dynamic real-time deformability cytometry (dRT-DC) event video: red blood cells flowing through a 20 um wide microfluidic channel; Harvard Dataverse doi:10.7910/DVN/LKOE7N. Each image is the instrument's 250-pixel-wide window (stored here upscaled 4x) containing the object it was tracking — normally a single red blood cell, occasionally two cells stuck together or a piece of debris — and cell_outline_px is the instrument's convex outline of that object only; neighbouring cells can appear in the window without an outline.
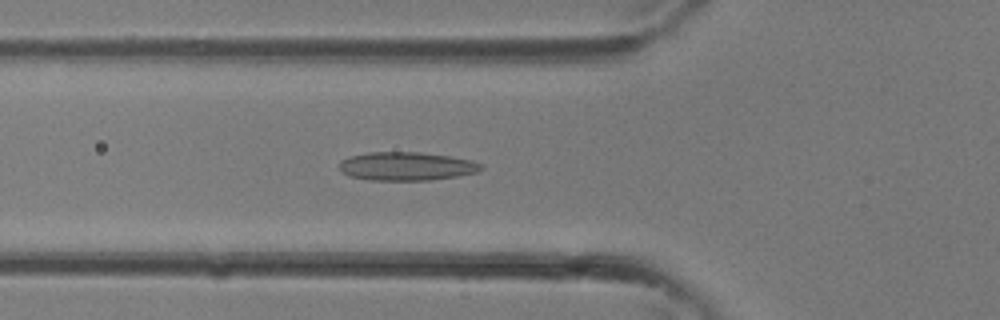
{"species": "common noctule bat (a hibernating species)", "species_latin": "Nyctalus noctula", "temperature_condition": "room temperature", "stored_images_in_passage": 32, "camera_frame_rate_fps": 3000, "um_per_image_px": 0.085, "animal": {"sex": "female"}, "frame": {"image": 1, "passage_image": 11, "time_ms": 3.333, "image_size_px": [1000, 320], "cell_outline_px": [[484, 168], [480, 172], [456, 176], [428, 180], [372, 180], [348, 176], [340, 168], [340, 160], [348, 156], [368, 152], [420, 152], [448, 156], [472, 160], [480, 164]], "centroid_in_image_um": [34.55, 14.12], "position_along_channel_um": 91.3, "area_um2": 23.52}}
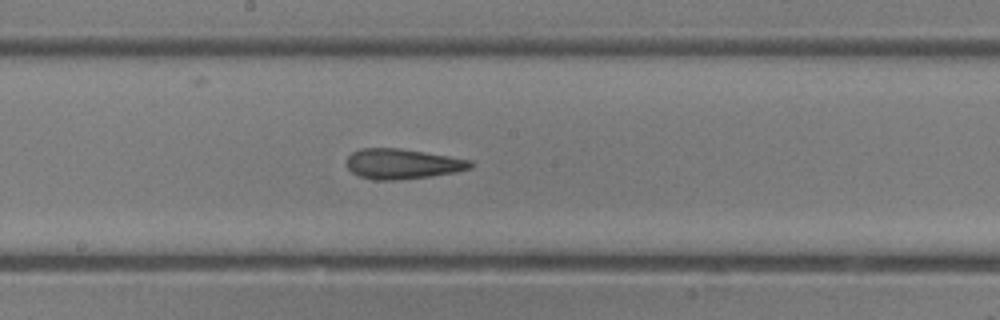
{"frame": {"image": 2, "passage_image": 17, "time_ms": 5.333, "image_size_px": [1000, 320], "cell_outline_px": [[472, 168], [456, 172], [432, 176], [392, 180], [372, 180], [360, 176], [352, 172], [348, 168], [348, 156], [352, 152], [360, 148], [400, 148], [472, 160]], "centroid_in_image_um": [34.21, 13.93], "position_along_channel_um": 214.0, "area_um2": 21.68}}
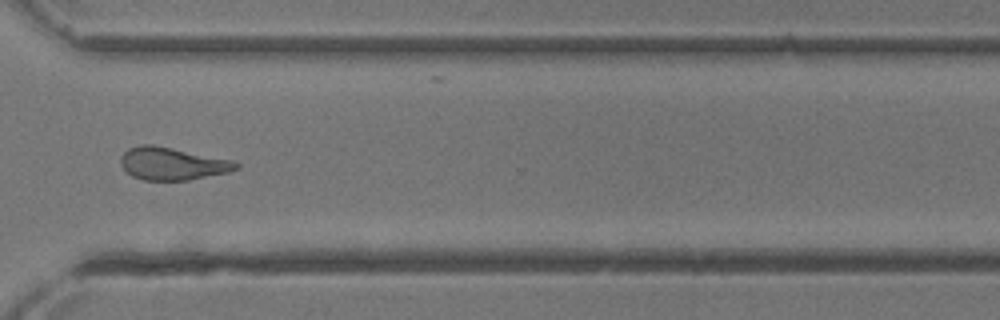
{"frame": {"image": 3, "passage_image": 24, "time_ms": 7.667, "image_size_px": [1000, 320], "cell_outline_px": [[240, 168], [228, 172], [188, 180], [144, 180], [132, 176], [120, 164], [120, 156], [128, 148], [140, 144], [152, 144], [232, 160], [240, 164]], "centroid_in_image_um": [14.63, 13.9], "position_along_channel_um": 356.0, "area_um2": 21.85}}